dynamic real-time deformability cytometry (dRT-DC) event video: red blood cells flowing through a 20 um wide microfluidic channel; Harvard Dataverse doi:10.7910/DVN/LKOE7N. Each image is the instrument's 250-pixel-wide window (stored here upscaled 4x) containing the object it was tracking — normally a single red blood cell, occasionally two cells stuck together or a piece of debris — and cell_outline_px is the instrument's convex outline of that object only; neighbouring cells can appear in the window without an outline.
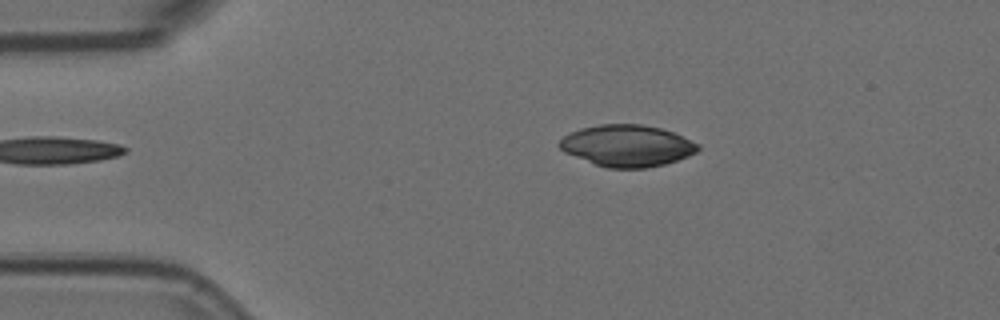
{"species": "Egyptian fruit bat (a non-hibernating species)", "species_latin": "Rousettus aegyptiacus", "temperature_condition": "room temperature", "stored_images_in_passage": 2, "camera_frame_rate_fps": 3000, "um_per_image_px": 0.085, "animal": {"sex": "female"}, "frame": {"image": 1, "passage_image": 2, "time_ms": 0.333, "image_size_px": [1000, 320], "cell_outline_px": [[700, 148], [696, 152], [688, 156], [664, 164], [648, 168], [608, 168], [596, 164], [564, 152], [556, 144], [564, 136], [580, 128], [600, 124], [640, 124], [660, 128], [672, 132], [700, 144]], "centroid_in_image_um": [53.3, 12.38], "position_along_channel_um": 31.7, "area_um2": 33.41}}